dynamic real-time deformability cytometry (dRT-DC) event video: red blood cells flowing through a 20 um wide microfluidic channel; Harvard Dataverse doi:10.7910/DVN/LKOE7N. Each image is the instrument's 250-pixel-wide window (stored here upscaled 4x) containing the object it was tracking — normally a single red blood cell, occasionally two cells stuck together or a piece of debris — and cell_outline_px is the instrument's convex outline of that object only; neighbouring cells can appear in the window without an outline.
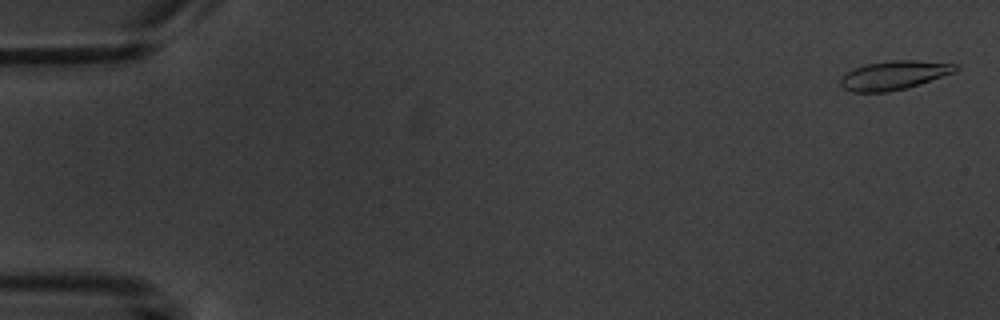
{"species": "common noctule bat (a hibernating species)", "species_latin": "Nyctalus noctula", "temperature_condition": "warm", "stored_images_in_passage": 10, "camera_frame_rate_fps": 3000, "um_per_image_px": 0.085, "animal": {"sex": "male", "body_mass_g": 20.1, "forearm_length_mm": 53.5}, "frame": {"image": 1, "passage_image": 1, "time_ms": 0.0, "image_size_px": [1000, 320], "cell_outline_px": [[960, 68], [956, 72], [908, 88], [888, 92], [852, 92], [844, 88], [840, 84], [840, 80], [848, 72], [864, 64], [892, 60], [916, 60], [956, 64]], "centroid_in_image_um": [76.03, 6.4], "position_along_channel_um": 9.0, "area_um2": 19.36}}
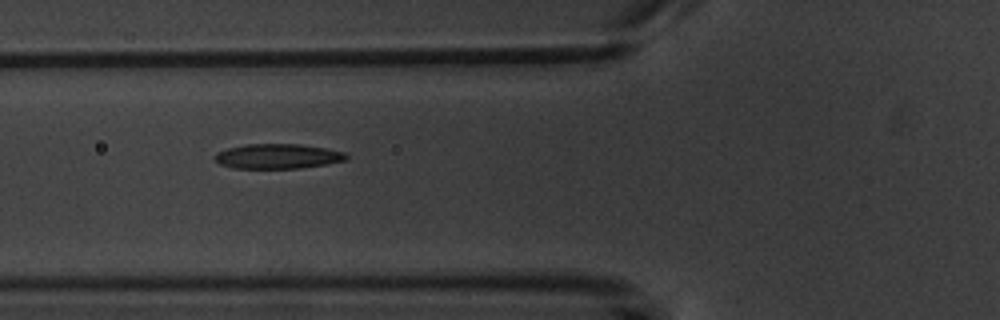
{"frame": {"image": 2, "passage_image": 6, "time_ms": 6.667, "image_size_px": [1000, 320], "cell_outline_px": [[348, 160], [300, 168], [232, 168], [220, 164], [212, 156], [216, 152], [228, 148], [244, 144], [300, 144], [328, 148], [344, 152], [348, 156]], "centroid_in_image_um": [23.59, 13.27], "position_along_channel_um": 102.2, "area_um2": 19.13}}
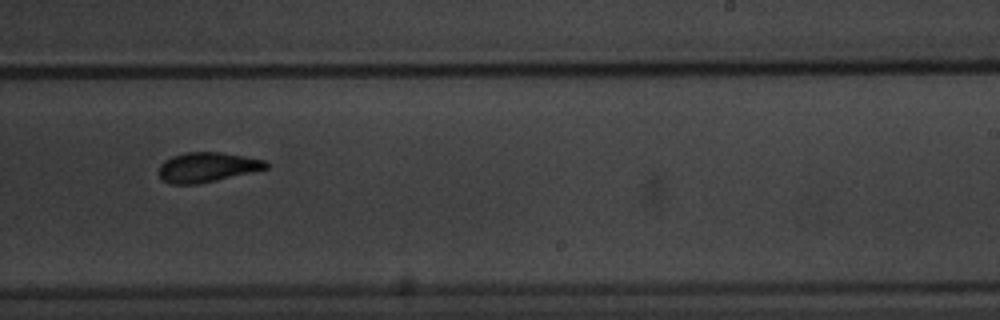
{"frame": {"image": 3, "passage_image": 10, "time_ms": 11.333, "image_size_px": [1000, 320], "cell_outline_px": [[268, 168], [216, 180], [196, 184], [172, 184], [160, 180], [156, 172], [160, 164], [164, 160], [172, 156], [184, 152], [220, 152], [244, 156], [264, 160], [268, 164]], "centroid_in_image_um": [17.52, 14.21], "position_along_channel_um": 271.5, "area_um2": 18.67}}